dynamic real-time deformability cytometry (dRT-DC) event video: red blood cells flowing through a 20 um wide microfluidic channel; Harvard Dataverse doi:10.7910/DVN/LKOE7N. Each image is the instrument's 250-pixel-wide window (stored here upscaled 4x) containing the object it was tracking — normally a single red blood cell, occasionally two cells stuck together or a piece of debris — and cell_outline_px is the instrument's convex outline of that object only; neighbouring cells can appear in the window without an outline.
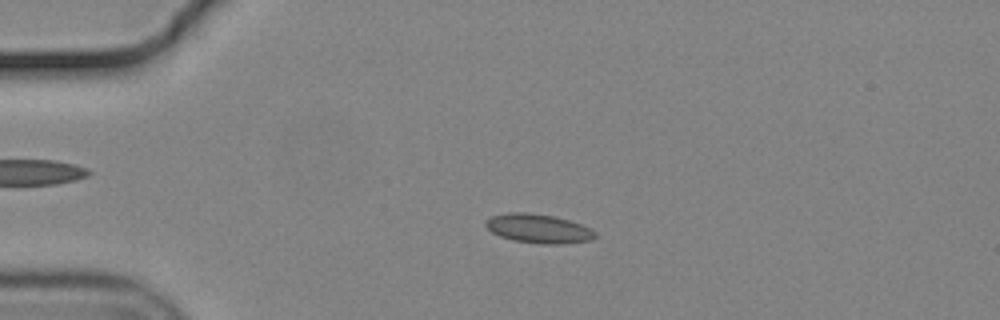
{"species": "common noctule bat (a hibernating species)", "species_latin": "Nyctalus noctula", "temperature_condition": "cold", "stored_images_in_passage": 56, "camera_frame_rate_fps": 3000, "um_per_image_px": 0.085, "animal": {"sex": "male", "body_mass_g": 19.2, "forearm_length_mm": 51.8}, "frame": {"image": 1, "passage_image": 13, "time_ms": 4.0, "image_size_px": [1000, 320], "cell_outline_px": [[596, 236], [592, 240], [560, 244], [544, 244], [512, 240], [500, 236], [492, 232], [484, 224], [484, 220], [492, 216], [508, 212], [528, 212], [552, 216], [568, 220], [580, 224], [596, 232]], "centroid_in_image_um": [45.73, 19.43], "position_along_channel_um": 39.3, "area_um2": 18.44}}
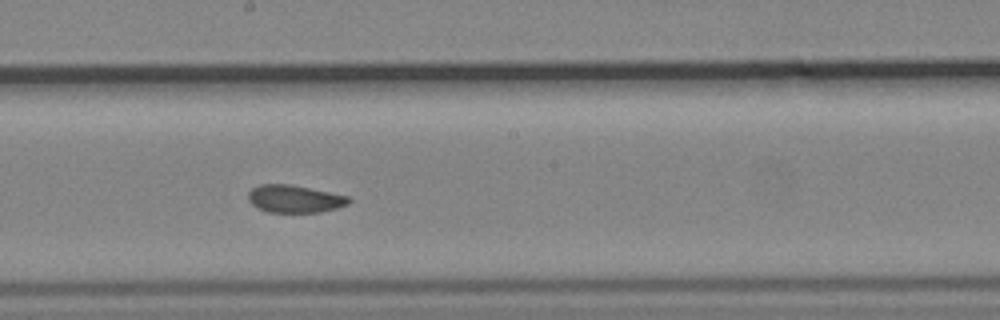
{"frame": {"image": 2, "passage_image": 31, "time_ms": 10.0, "image_size_px": [1000, 320], "cell_outline_px": [[352, 200], [348, 204], [336, 208], [320, 212], [268, 212], [256, 208], [248, 200], [248, 192], [252, 188], [260, 184], [288, 184], [348, 196]], "centroid_in_image_um": [25.01, 16.91], "position_along_channel_um": 223.2, "area_um2": 16.07}}
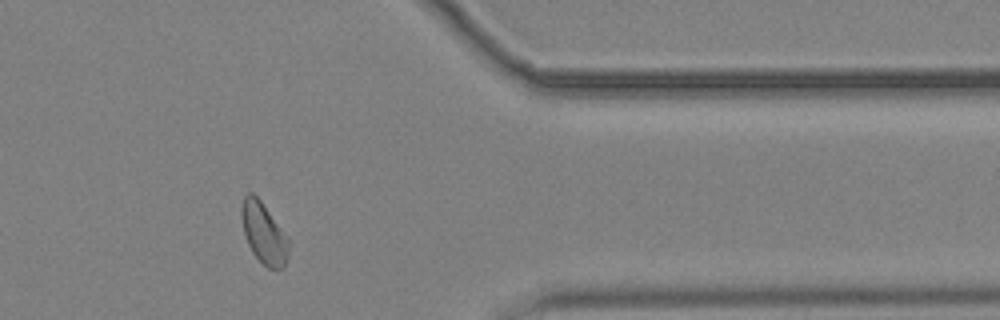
{"frame": {"image": 3, "passage_image": 46, "time_ms": 15.0, "image_size_px": [1000, 320], "cell_outline_px": [[288, 256], [284, 268], [268, 268], [252, 252], [248, 244], [244, 232], [240, 216], [240, 208], [244, 196], [248, 192], [252, 192], [260, 200], [288, 236]], "centroid_in_image_um": [22.41, 19.8], "position_along_channel_um": 389.0, "area_um2": 16.7}, "authors_computed_cell_mechanics": {"area_um2": 16.9354, "velocity_mm_per_s": 3.6772, "shape_relaxation_time_tau1_ms": null, "shape_relaxation_time_tau2_ms": 1.476, "deformation_change_tau1": null, "deformation_change_tau2": 0.0634}}